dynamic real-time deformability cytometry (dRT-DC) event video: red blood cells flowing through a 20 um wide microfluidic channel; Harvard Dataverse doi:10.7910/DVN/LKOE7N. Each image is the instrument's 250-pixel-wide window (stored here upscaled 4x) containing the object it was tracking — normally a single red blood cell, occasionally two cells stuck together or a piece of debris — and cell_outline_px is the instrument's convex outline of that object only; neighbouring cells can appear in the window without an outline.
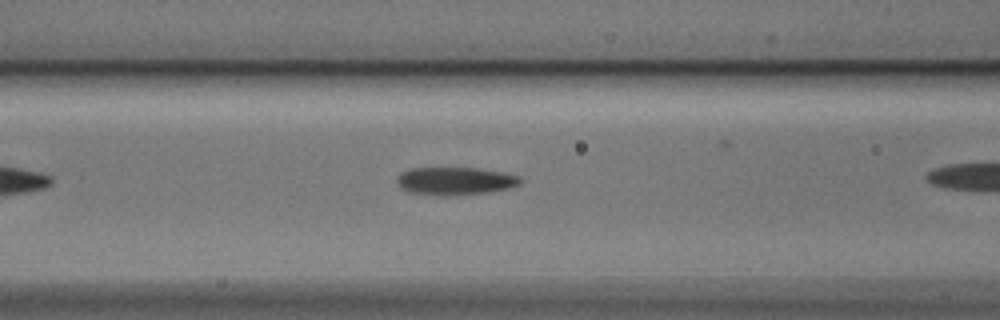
{"species": "Egyptian fruit bat (a non-hibernating species)", "species_latin": "Rousettus aegyptiacus", "temperature_condition": "cold", "stored_images_in_passage": 5, "camera_frame_rate_fps": 3000, "um_per_image_px": 0.085, "animal": {"sex": "male"}, "frame": {"image": 1, "passage_image": 3, "time_ms": 0.667, "image_size_px": [1000, 320], "cell_outline_px": [[520, 184], [508, 188], [488, 192], [448, 196], [440, 196], [408, 192], [400, 188], [396, 184], [396, 180], [400, 172], [412, 168], [476, 168], [504, 172], [520, 176]], "centroid_in_image_um": [38.64, 15.39], "position_along_channel_um": 128.0, "area_um2": 20.17}}